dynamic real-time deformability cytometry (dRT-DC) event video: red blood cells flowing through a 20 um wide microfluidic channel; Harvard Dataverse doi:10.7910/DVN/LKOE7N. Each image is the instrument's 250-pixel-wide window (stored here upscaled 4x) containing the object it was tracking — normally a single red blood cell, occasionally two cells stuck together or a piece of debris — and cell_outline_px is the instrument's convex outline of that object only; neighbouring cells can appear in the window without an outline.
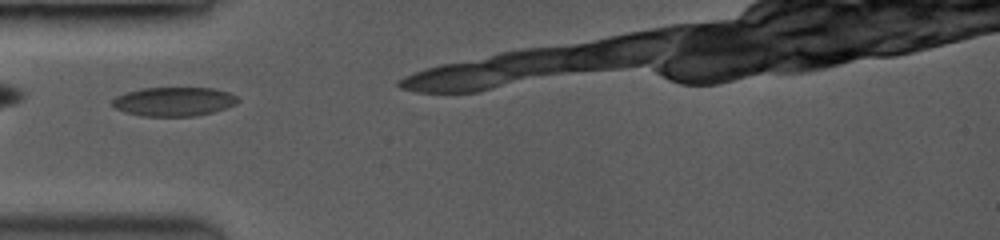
{"species": "common noctule bat (a hibernating species)", "species_latin": "Nyctalus noctula", "temperature_condition": "room temperature", "stored_images_in_passage": 6, "camera_frame_rate_fps": 3500, "um_per_image_px": 0.085, "animal": {"sex": "female", "body_mass_g": 19.0, "forearm_length_mm": 53.3}, "frame": {"image": 1, "passage_image": 2, "time_ms": 0.571, "image_size_px": [1000, 240], "cell_outline_px": [[240, 100], [236, 104], [212, 112], [196, 116], [144, 116], [128, 112], [116, 108], [112, 104], [112, 100], [116, 96], [128, 92], [144, 88], [212, 88], [228, 92], [236, 96]], "centroid_in_image_um": [14.81, 8.63], "position_along_channel_um": 70.2, "area_um2": 20.92}}